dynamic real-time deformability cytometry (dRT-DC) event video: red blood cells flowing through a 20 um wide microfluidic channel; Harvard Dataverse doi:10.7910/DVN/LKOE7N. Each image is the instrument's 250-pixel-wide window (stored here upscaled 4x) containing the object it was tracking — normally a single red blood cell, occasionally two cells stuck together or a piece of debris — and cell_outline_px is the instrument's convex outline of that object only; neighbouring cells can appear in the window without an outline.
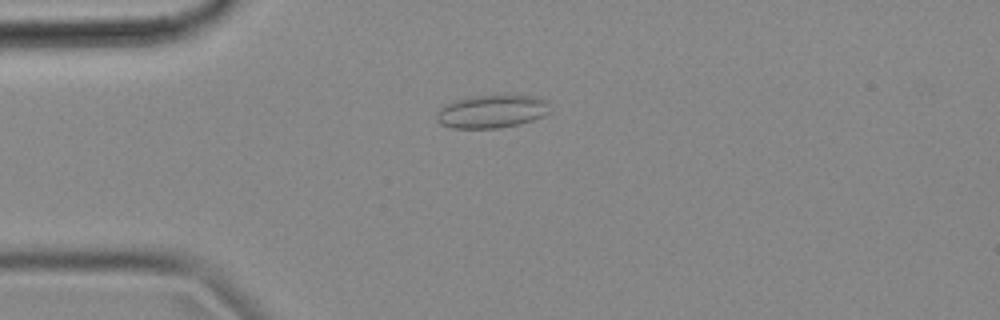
{"species": "common noctule bat (a hibernating species)", "species_latin": "Nyctalus noctula", "temperature_condition": "cold", "stored_images_in_passage": 54, "camera_frame_rate_fps": 3000, "um_per_image_px": 0.085, "animal": {"sex": "female", "body_mass_g": 18.4}, "frame": {"image": 1, "passage_image": 13, "time_ms": 4.0, "image_size_px": [1000, 320], "cell_outline_px": [[552, 112], [544, 116], [520, 124], [496, 128], [452, 128], [440, 124], [436, 120], [436, 116], [440, 108], [456, 100], [468, 96], [536, 96], [548, 100]], "centroid_in_image_um": [41.85, 9.48], "position_along_channel_um": 43.2, "area_um2": 21.91}}
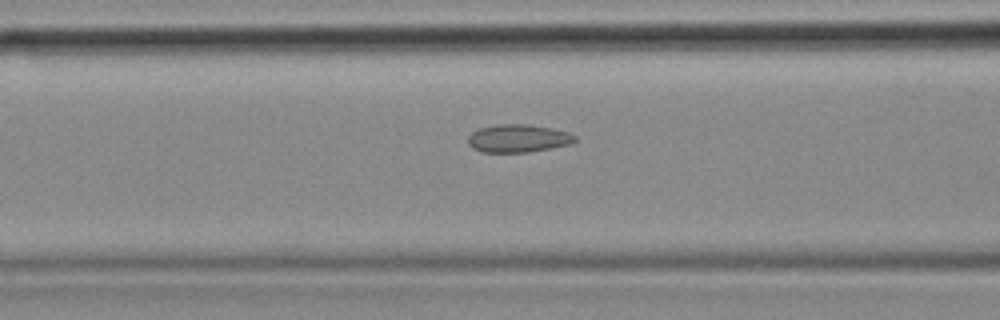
{"frame": {"image": 2, "passage_image": 21, "time_ms": 6.667, "image_size_px": [1000, 320], "cell_outline_px": [[576, 140], [568, 144], [528, 152], [480, 152], [472, 148], [468, 144], [468, 136], [472, 132], [480, 128], [496, 124], [528, 124], [552, 128], [568, 132], [576, 136]], "centroid_in_image_um": [44.0, 11.75], "position_along_channel_um": 122.6, "area_um2": 17.34}}
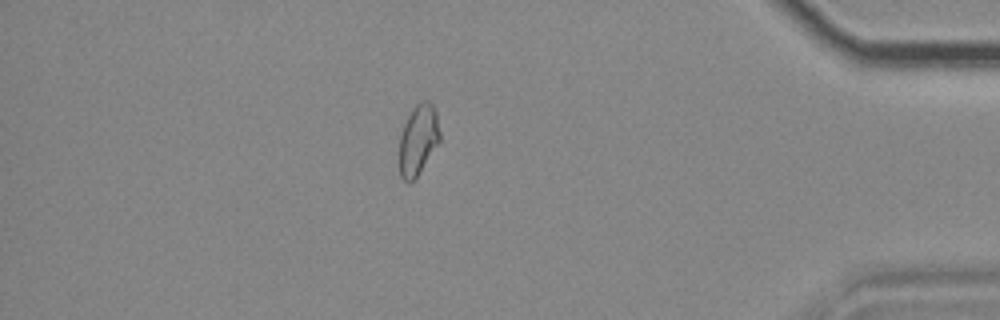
{"frame": {"image": 3, "passage_image": 47, "time_ms": 15.333, "image_size_px": [1000, 320], "cell_outline_px": [[440, 140], [416, 176], [408, 184], [400, 176], [400, 136], [404, 124], [412, 108], [416, 104], [424, 100], [428, 100], [432, 104], [436, 112], [440, 132]], "centroid_in_image_um": [35.54, 11.84], "position_along_channel_um": 399.7, "area_um2": 16.3}, "authors_computed_cell_mechanics": {"area_um2": 17.2822, "velocity_mm_per_s": 3.6612, "shape_relaxation_time_tau1_ms": null, "shape_relaxation_time_tau2_ms": 1.4511, "deformation_change_tau1": null, "deformation_change_tau2": 0.0726}}